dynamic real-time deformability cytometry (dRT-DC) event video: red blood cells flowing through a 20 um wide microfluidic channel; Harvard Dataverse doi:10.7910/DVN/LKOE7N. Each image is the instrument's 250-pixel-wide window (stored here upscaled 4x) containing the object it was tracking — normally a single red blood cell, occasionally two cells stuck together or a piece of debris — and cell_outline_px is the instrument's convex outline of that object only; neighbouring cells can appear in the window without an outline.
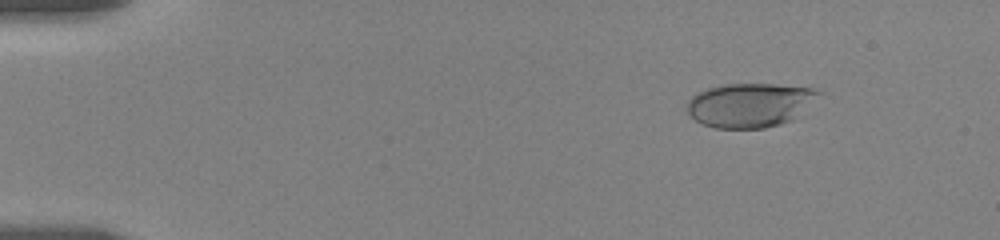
{"species": "human", "species_latin": "Homo sapiens", "temperature_condition": "room temperature", "stored_images_in_passage": 17, "camera_frame_rate_fps": 3000, "um_per_image_px": 0.085, "donor": {"sex": "female"}, "frame": {"image": 1, "passage_image": 5, "time_ms": 2.0, "image_size_px": [1000, 240], "cell_outline_px": [[824, 92], [792, 120], [780, 124], [764, 128], [716, 128], [700, 124], [684, 108], [684, 104], [696, 92], [708, 88], [724, 84], [776, 84], [816, 88]], "centroid_in_image_um": [63.72, 8.92], "position_along_channel_um": 21.3, "area_um2": 34.16}}
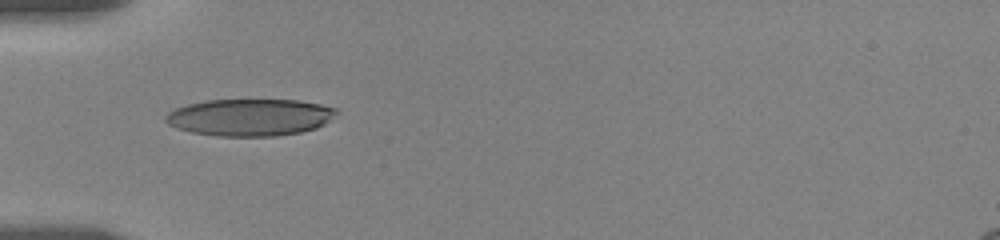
{"frame": {"image": 2, "passage_image": 14, "time_ms": 6.0, "image_size_px": [1000, 240], "cell_outline_px": [[340, 112], [324, 124], [316, 128], [300, 132], [276, 136], [220, 136], [192, 132], [176, 128], [168, 124], [164, 120], [164, 116], [168, 112], [176, 108], [188, 104], [208, 100], [300, 100], [320, 104], [336, 108]], "centroid_in_image_um": [21.25, 9.97], "position_along_channel_um": 63.7, "area_um2": 36.93}}
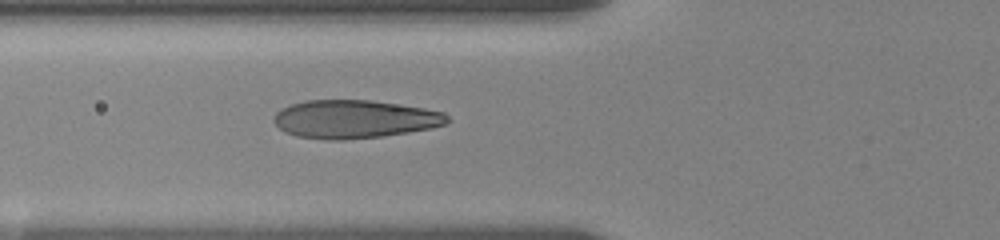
{"frame": {"image": 3, "passage_image": 17, "time_ms": 7.0, "image_size_px": [1000, 240], "cell_outline_px": [[452, 120], [448, 124], [432, 128], [408, 132], [380, 136], [344, 140], [328, 140], [296, 136], [284, 132], [272, 120], [276, 112], [292, 104], [308, 100], [372, 100], [424, 108], [444, 112]], "centroid_in_image_um": [30.17, 10.13], "position_along_channel_um": 95.6, "area_um2": 38.73}}